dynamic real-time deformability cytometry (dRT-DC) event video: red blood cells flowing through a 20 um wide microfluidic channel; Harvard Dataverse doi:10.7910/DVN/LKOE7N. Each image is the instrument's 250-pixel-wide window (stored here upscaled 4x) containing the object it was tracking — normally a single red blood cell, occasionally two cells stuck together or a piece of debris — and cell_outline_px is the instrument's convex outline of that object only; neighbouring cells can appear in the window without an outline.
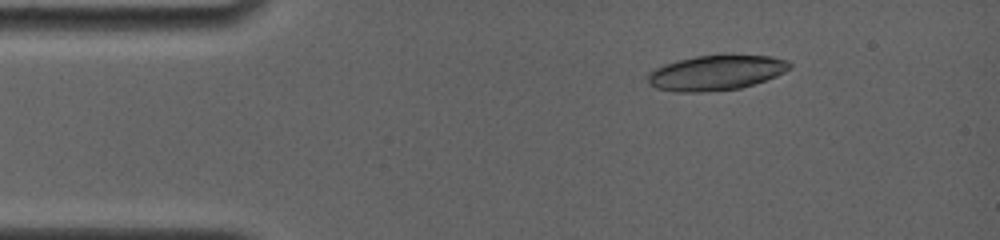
{"species": "common noctule bat (a hibernating species)", "species_latin": "Nyctalus noctula", "temperature_condition": "room temperature", "stored_images_in_passage": 7, "camera_frame_rate_fps": 4000, "um_per_image_px": 0.085, "animal": {"sex": "female", "body_mass_g": 19.0, "forearm_length_mm": 56.7}, "frame": {"image": 1, "passage_image": 3, "time_ms": 0.75, "image_size_px": [1000, 240], "cell_outline_px": [[792, 68], [776, 76], [740, 88], [704, 92], [680, 92], [656, 88], [648, 84], [648, 72], [656, 68], [680, 60], [696, 56], [724, 52], [732, 52], [772, 56], [788, 60], [792, 64]], "centroid_in_image_um": [60.93, 6.13], "position_along_channel_um": 24.1, "area_um2": 29.71}}